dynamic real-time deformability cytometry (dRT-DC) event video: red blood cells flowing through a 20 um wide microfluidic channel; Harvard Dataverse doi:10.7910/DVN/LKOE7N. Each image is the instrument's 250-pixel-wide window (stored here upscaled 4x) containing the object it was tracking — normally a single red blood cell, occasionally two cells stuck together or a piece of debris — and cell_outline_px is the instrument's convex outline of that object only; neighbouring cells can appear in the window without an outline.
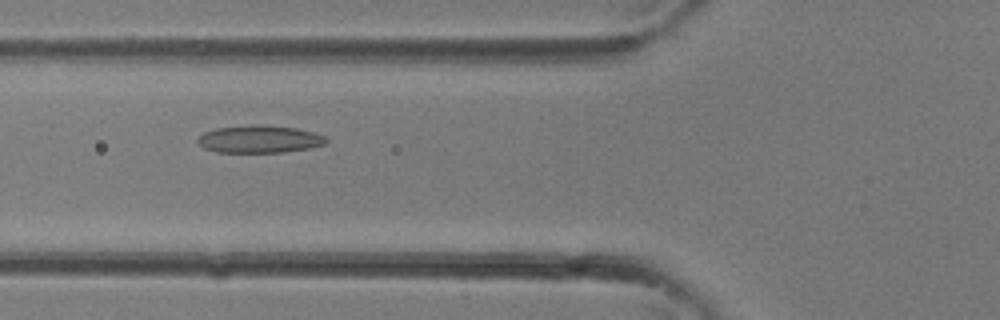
{"species": "common noctule bat (a hibernating species)", "species_latin": "Nyctalus noctula", "temperature_condition": "room temperature", "stored_images_in_passage": 28, "camera_frame_rate_fps": 3000, "um_per_image_px": 0.085, "animal": {"sex": "female"}, "frame": {"image": 1, "passage_image": 7, "time_ms": 2.0, "image_size_px": [1000, 320], "cell_outline_px": [[328, 140], [324, 144], [308, 148], [284, 152], [216, 152], [204, 148], [196, 140], [204, 132], [216, 128], [296, 128], [312, 132], [324, 136]], "centroid_in_image_um": [22.04, 11.89], "position_along_channel_um": 103.8, "area_um2": 19.25}}
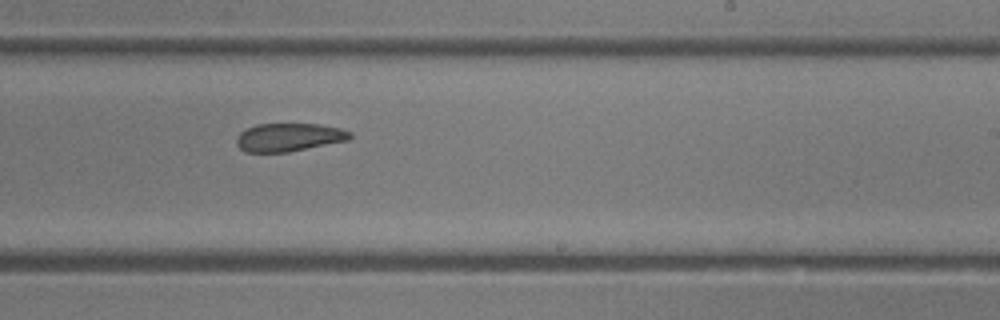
{"frame": {"image": 2, "passage_image": 15, "time_ms": 4.667, "image_size_px": [1000, 320], "cell_outline_px": [[352, 136], [348, 140], [288, 152], [244, 152], [236, 144], [236, 140], [240, 132], [256, 124], [320, 124], [340, 128], [352, 132]], "centroid_in_image_um": [24.56, 11.67], "position_along_channel_um": 264.4, "area_um2": 18.61}}
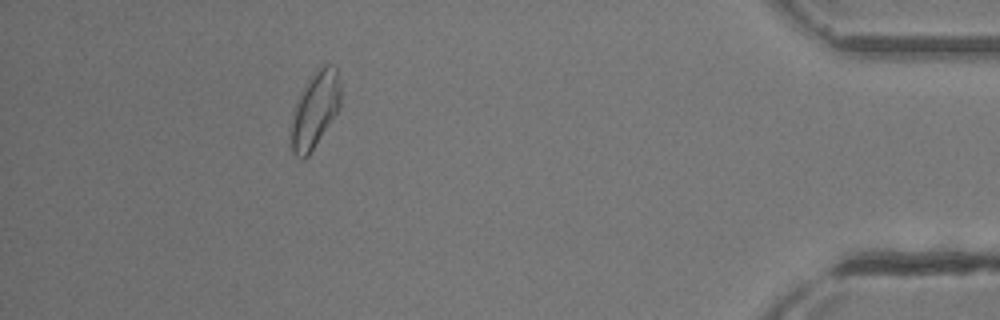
{"frame": {"image": 3, "passage_image": 25, "time_ms": 8.0, "image_size_px": [1000, 320], "cell_outline_px": [[340, 108], [308, 156], [304, 160], [300, 160], [292, 152], [288, 136], [296, 100], [308, 80], [324, 64], [332, 64], [336, 68], [340, 84]], "centroid_in_image_um": [26.73, 9.39], "position_along_channel_um": 408.5, "area_um2": 22.14}}